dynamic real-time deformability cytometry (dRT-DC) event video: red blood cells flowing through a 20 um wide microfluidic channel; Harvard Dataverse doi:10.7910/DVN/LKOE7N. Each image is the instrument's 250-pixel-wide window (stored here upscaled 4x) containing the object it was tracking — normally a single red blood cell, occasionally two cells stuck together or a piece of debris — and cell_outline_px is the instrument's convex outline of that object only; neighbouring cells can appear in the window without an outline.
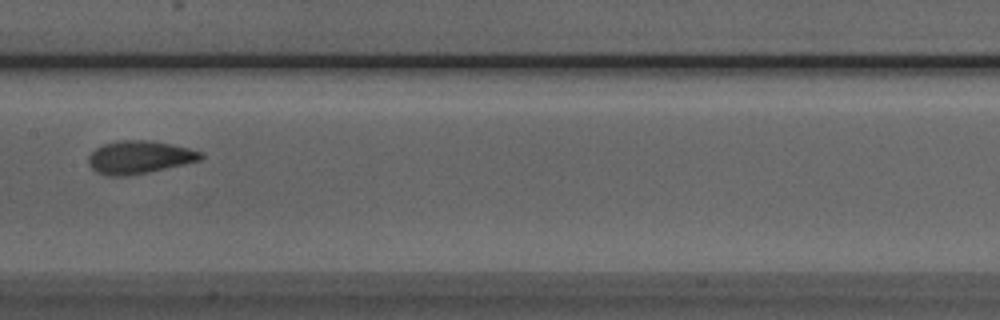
{"species": "Egyptian fruit bat (a non-hibernating species)", "species_latin": "Rousettus aegyptiacus", "temperature_condition": "room temperature", "stored_images_in_passage": 8, "camera_frame_rate_fps": 3000, "um_per_image_px": 0.085, "animal": {"sex": "male"}, "frame": {"image": 1, "passage_image": 7, "time_ms": 8.0, "image_size_px": [1000, 320], "cell_outline_px": [[204, 156], [200, 160], [184, 164], [148, 172], [124, 176], [108, 176], [96, 172], [88, 164], [88, 156], [96, 148], [104, 144], [120, 140], [148, 140], [188, 148], [200, 152]], "centroid_in_image_um": [11.8, 13.37], "position_along_channel_um": 195.6, "area_um2": 21.27}}
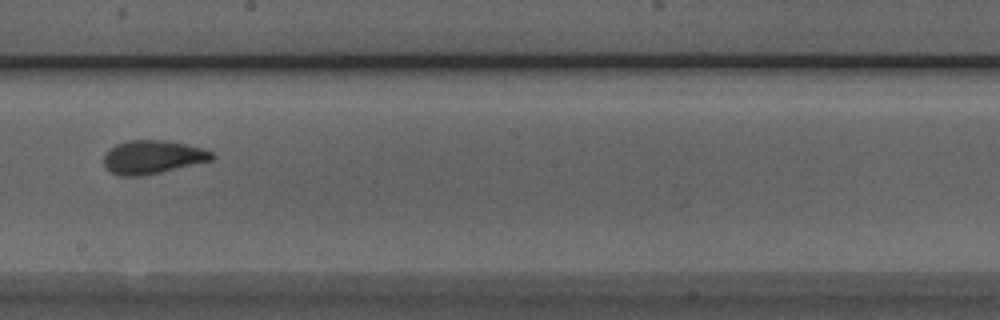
{"frame": {"image": 2, "passage_image": 8, "time_ms": 9.0, "image_size_px": [1000, 320], "cell_outline_px": [[216, 156], [212, 160], [160, 172], [140, 176], [120, 176], [112, 172], [104, 164], [104, 156], [116, 144], [128, 140], [168, 140], [204, 148], [212, 152]], "centroid_in_image_um": [13.01, 13.34], "position_along_channel_um": 235.2, "area_um2": 20.92}}